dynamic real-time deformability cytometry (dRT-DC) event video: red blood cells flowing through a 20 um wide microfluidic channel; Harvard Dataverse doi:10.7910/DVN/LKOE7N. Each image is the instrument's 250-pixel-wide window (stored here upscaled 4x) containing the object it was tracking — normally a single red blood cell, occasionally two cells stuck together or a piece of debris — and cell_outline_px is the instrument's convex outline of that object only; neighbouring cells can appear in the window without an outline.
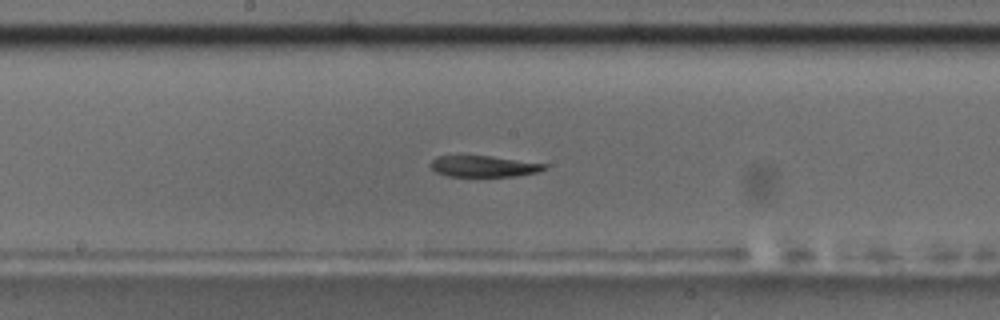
{"species": "common noctule bat (a hibernating species)", "species_latin": "Nyctalus noctula", "temperature_condition": "room temperature", "stored_images_in_passage": 56, "camera_frame_rate_fps": 3000, "um_per_image_px": 0.085, "animal": {"sex": "male", "body_mass_g": 17.5, "forearm_length_mm": 52.3}, "frame": {"image": 1, "passage_image": 30, "time_ms": 9.667, "image_size_px": [1000, 320], "cell_outline_px": [[548, 168], [536, 172], [516, 176], [448, 176], [436, 172], [428, 164], [436, 156], [492, 156], [548, 164]], "centroid_in_image_um": [41.12, 14.13], "position_along_channel_um": 207.1, "area_um2": 14.05}}
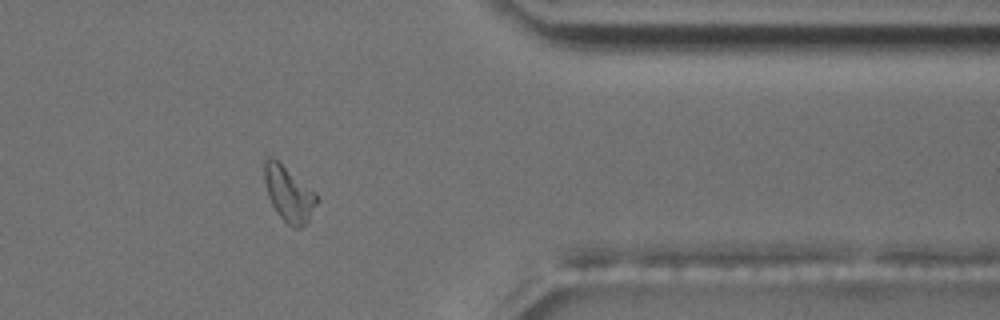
{"frame": {"image": 2, "passage_image": 46, "time_ms": 15.0, "image_size_px": [1000, 320], "cell_outline_px": [[316, 204], [308, 220], [300, 228], [292, 228], [276, 212], [268, 196], [264, 180], [264, 160], [268, 156], [272, 156], [316, 192]], "centroid_in_image_um": [24.52, 16.46], "position_along_channel_um": 386.9, "area_um2": 16.65}}
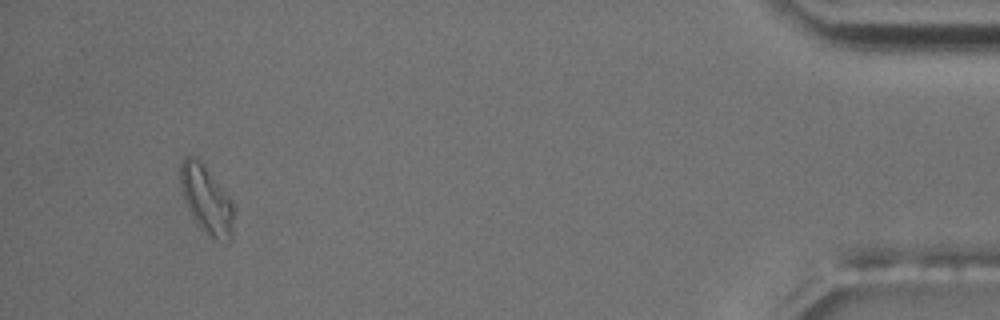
{"frame": {"image": 3, "passage_image": 53, "time_ms": 17.333, "image_size_px": [1000, 320], "cell_outline_px": [[232, 240], [228, 244], [224, 244], [216, 240], [196, 224], [184, 200], [180, 180], [180, 164], [184, 156], [196, 156], [204, 164], [232, 204]], "centroid_in_image_um": [17.52, 16.99], "position_along_channel_um": 417.7, "area_um2": 20.81}}